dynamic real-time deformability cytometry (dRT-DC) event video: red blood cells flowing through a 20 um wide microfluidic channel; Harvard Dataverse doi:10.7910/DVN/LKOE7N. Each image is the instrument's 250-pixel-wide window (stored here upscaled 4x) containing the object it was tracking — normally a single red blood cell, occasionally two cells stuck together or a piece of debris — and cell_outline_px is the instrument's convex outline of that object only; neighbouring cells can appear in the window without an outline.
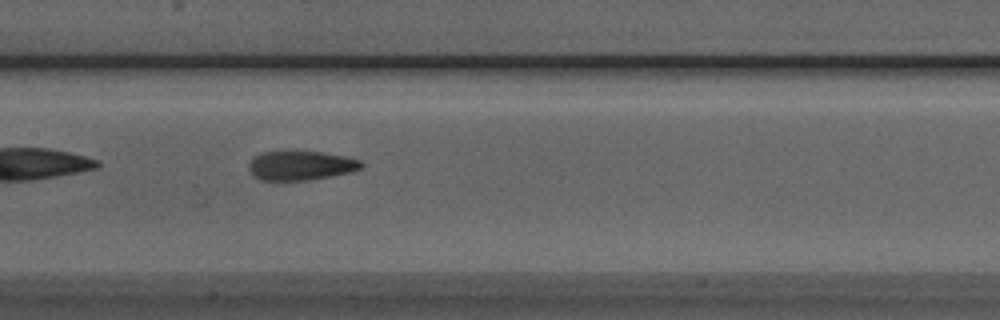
{"species": "Egyptian fruit bat (a non-hibernating species)", "species_latin": "Rousettus aegyptiacus", "temperature_condition": "room temperature", "stored_images_in_passage": 34, "camera_frame_rate_fps": 3000, "um_per_image_px": 0.085, "animal": {"sex": "male"}, "frame": {"image": 1, "passage_image": 11, "time_ms": 3.333, "image_size_px": [1000, 320], "cell_outline_px": [[364, 164], [360, 168], [348, 172], [308, 180], [260, 180], [252, 176], [248, 168], [248, 164], [252, 156], [264, 152], [284, 148], [324, 152], [348, 156], [360, 160]], "centroid_in_image_um": [25.48, 14.01], "position_along_channel_um": 181.9, "area_um2": 20.0}}
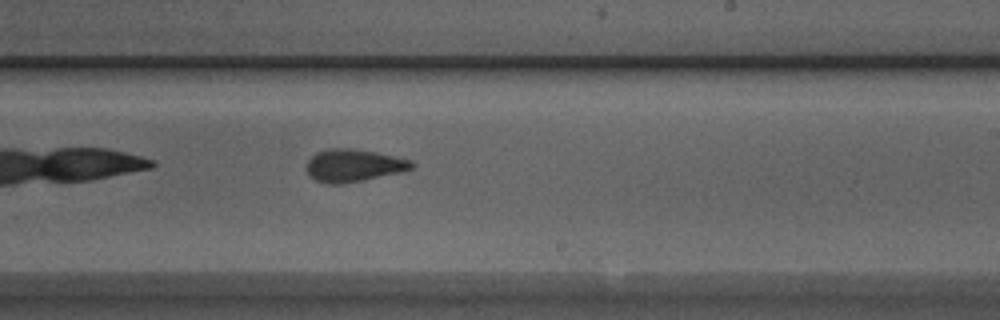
{"frame": {"image": 2, "passage_image": 17, "time_ms": 5.333, "image_size_px": [1000, 320], "cell_outline_px": [[416, 164], [412, 168], [404, 172], [340, 184], [328, 184], [316, 180], [308, 176], [308, 160], [316, 152], [328, 148], [352, 148], [376, 152], [412, 160]], "centroid_in_image_um": [30.08, 14.06], "position_along_channel_um": 258.9, "area_um2": 20.0}}
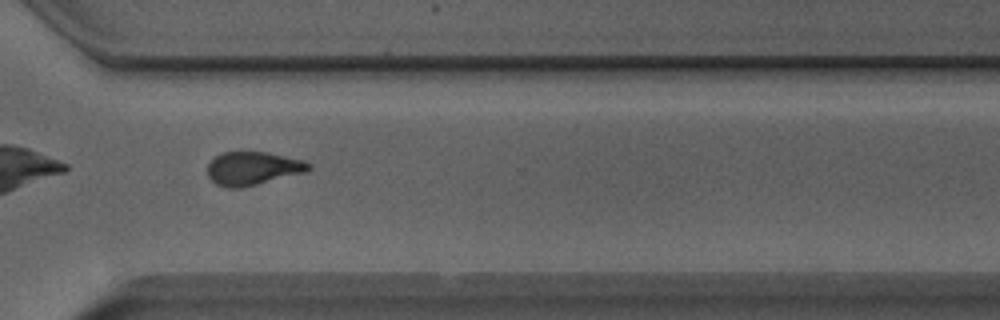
{"frame": {"image": 3, "passage_image": 24, "time_ms": 7.667, "image_size_px": [1000, 320], "cell_outline_px": [[312, 168], [304, 172], [240, 188], [228, 188], [216, 184], [208, 176], [208, 164], [220, 152], [268, 152], [304, 160], [312, 164]], "centroid_in_image_um": [21.49, 14.3], "position_along_channel_um": 349.1, "area_um2": 19.54}, "authors_computed_cell_mechanics": {"area_um2": 19.8254, "velocity_mm_per_s": 3.8696, "shape_relaxation_time_tau1_ms": 6.3077, "shape_relaxation_time_tau2_ms": 2.2292, "deformation_change_tau1": 0.1835, "deformation_change_tau2": 0.0995}}